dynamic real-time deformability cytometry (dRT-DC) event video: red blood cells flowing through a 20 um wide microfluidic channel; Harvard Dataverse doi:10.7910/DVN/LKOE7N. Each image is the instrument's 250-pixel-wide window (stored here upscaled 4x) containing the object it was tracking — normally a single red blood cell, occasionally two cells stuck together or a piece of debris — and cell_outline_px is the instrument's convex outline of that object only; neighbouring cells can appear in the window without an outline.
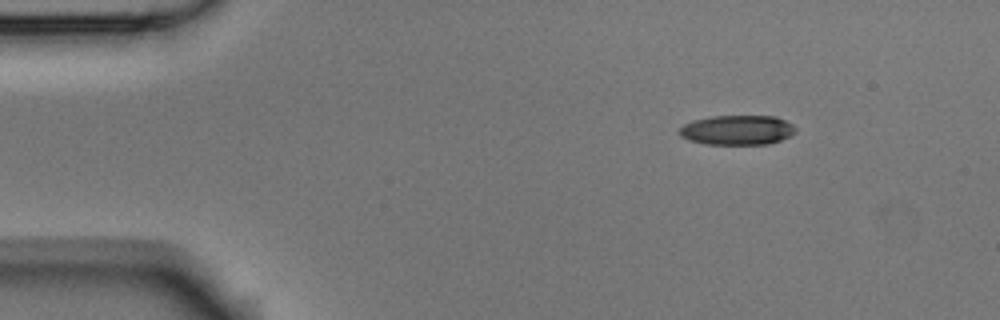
{"species": "Egyptian fruit bat (a non-hibernating species)", "species_latin": "Rousettus aegyptiacus", "temperature_condition": "room temperature", "stored_images_in_passage": 7, "camera_frame_rate_fps": 3000, "um_per_image_px": 0.085, "animal": {"sex": "male"}, "frame": {"image": 1, "passage_image": 1, "time_ms": 0.0, "image_size_px": [1000, 320], "cell_outline_px": [[796, 132], [780, 140], [768, 144], [704, 144], [688, 140], [680, 136], [680, 128], [684, 124], [692, 120], [712, 116], [776, 116], [792, 124], [796, 128]], "centroid_in_image_um": [62.65, 11.05], "position_along_channel_um": 22.3, "area_um2": 20.11}}
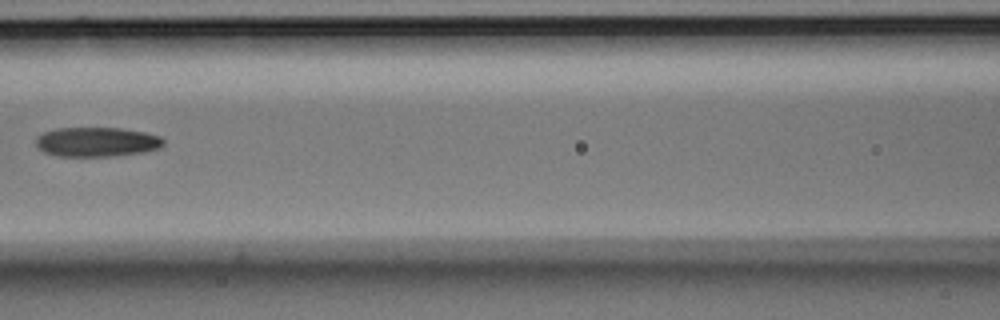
{"frame": {"image": 2, "passage_image": 6, "time_ms": 1.667, "image_size_px": [1000, 320], "cell_outline_px": [[164, 144], [160, 148], [144, 152], [116, 156], [56, 156], [44, 152], [36, 148], [36, 136], [44, 132], [56, 128], [120, 128], [144, 132], [160, 136], [164, 140]], "centroid_in_image_um": [8.21, 12.07], "position_along_channel_um": 158.4, "area_um2": 22.14}}
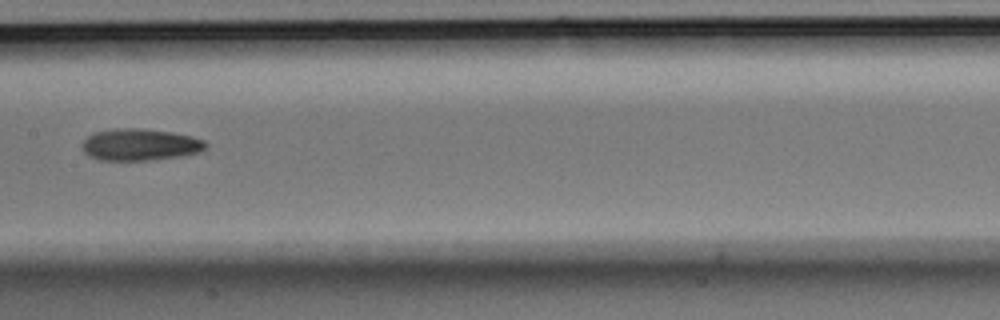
{"frame": {"image": 3, "passage_image": 7, "time_ms": 2.0, "image_size_px": [1000, 320], "cell_outline_px": [[208, 144], [200, 152], [180, 156], [148, 160], [100, 160], [88, 156], [80, 148], [80, 144], [88, 136], [96, 132], [116, 128], [144, 128], [192, 136], [204, 140]], "centroid_in_image_um": [11.86, 12.29], "position_along_channel_um": 195.5, "area_um2": 22.95}}